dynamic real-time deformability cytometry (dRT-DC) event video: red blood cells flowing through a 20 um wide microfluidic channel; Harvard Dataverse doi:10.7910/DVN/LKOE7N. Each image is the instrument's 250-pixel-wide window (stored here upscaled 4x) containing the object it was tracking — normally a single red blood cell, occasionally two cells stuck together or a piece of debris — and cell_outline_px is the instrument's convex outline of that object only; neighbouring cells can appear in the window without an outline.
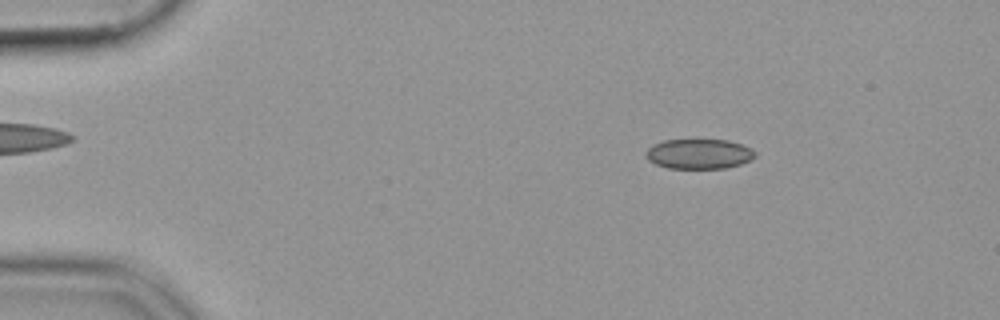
{"species": "common noctule bat (a hibernating species)", "species_latin": "Nyctalus noctula", "temperature_condition": "cold", "stored_images_in_passage": 53, "camera_frame_rate_fps": 3000, "um_per_image_px": 0.085, "animal": {"sex": "female", "body_mass_g": 19.9}, "frame": {"image": 1, "passage_image": 8, "time_ms": 2.333, "image_size_px": [1000, 320], "cell_outline_px": [[756, 156], [752, 160], [740, 164], [724, 168], [668, 168], [656, 164], [648, 160], [644, 156], [644, 152], [652, 144], [664, 140], [728, 140], [740, 144], [756, 152]], "centroid_in_image_um": [59.37, 13.08], "position_along_channel_um": 25.6, "area_um2": 19.07}}
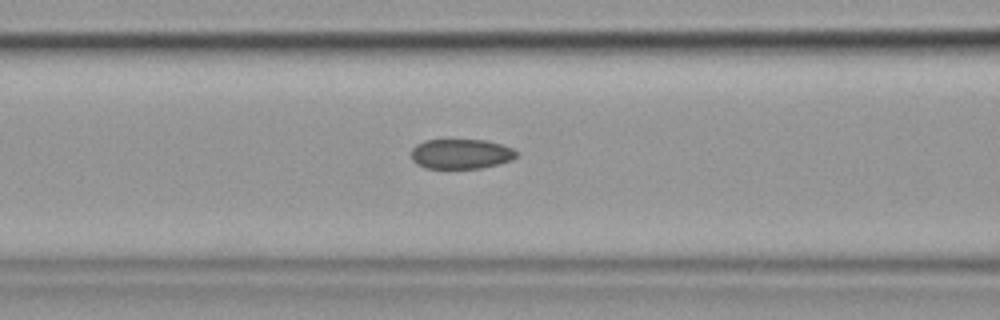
{"frame": {"image": 2, "passage_image": 22, "time_ms": 7.0, "image_size_px": [1000, 320], "cell_outline_px": [[520, 152], [512, 160], [500, 164], [480, 168], [424, 168], [416, 164], [412, 160], [412, 148], [416, 144], [424, 140], [484, 140], [500, 144], [512, 148]], "centroid_in_image_um": [39.19, 13.09], "position_along_channel_um": 127.4, "area_um2": 18.44}}
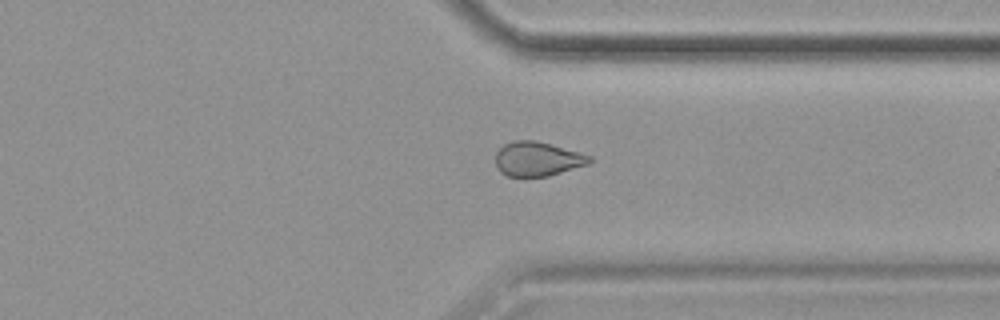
{"frame": {"image": 3, "passage_image": 41, "time_ms": 13.333, "image_size_px": [1000, 320], "cell_outline_px": [[592, 160], [588, 164], [548, 176], [508, 176], [500, 172], [496, 164], [496, 152], [504, 144], [512, 140], [536, 140], [552, 144], [580, 152], [592, 156]], "centroid_in_image_um": [45.69, 13.49], "position_along_channel_um": 365.7, "area_um2": 18.84}}